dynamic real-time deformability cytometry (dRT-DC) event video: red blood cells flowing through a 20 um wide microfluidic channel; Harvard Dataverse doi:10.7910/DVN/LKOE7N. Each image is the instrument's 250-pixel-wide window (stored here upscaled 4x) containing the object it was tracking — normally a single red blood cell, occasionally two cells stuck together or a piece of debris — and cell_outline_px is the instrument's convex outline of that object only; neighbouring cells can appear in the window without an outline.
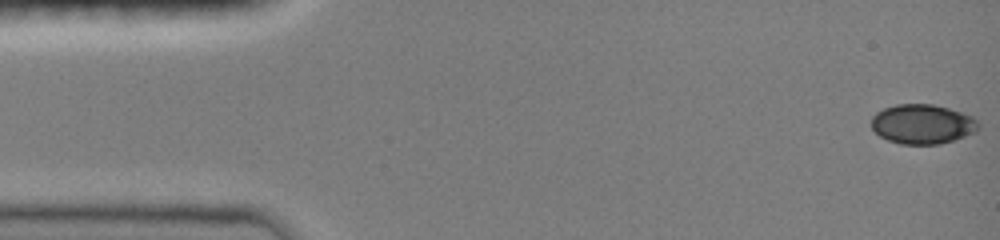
{"species": "common noctule bat (a hibernating species)", "species_latin": "Nyctalus noctula", "temperature_condition": "room temperature", "stored_images_in_passage": 16, "camera_frame_rate_fps": 3000, "um_per_image_px": 0.085, "animal": {"sex": "female", "body_mass_g": 19.0, "forearm_length_mm": 51.5}, "frame": {"image": 1, "passage_image": 1, "time_ms": 0.0, "image_size_px": [1000, 240], "cell_outline_px": [[980, 128], [976, 132], [940, 144], [900, 144], [888, 140], [880, 136], [872, 128], [872, 116], [876, 112], [884, 108], [896, 104], [932, 104], [948, 108], [972, 116], [980, 124]], "centroid_in_image_um": [78.41, 10.55], "position_along_channel_um": 6.6, "area_um2": 24.68}}
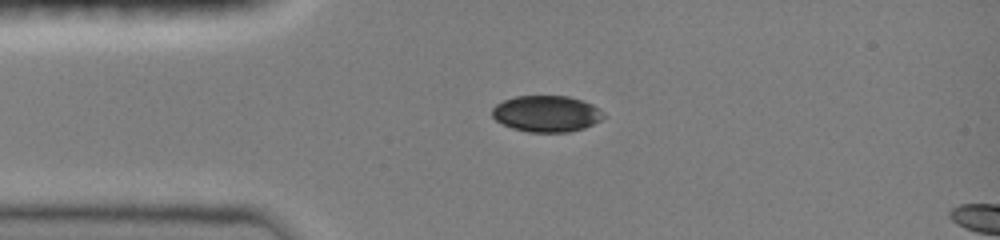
{"frame": {"image": 2, "passage_image": 12, "time_ms": 3.333, "image_size_px": [1000, 240], "cell_outline_px": [[604, 116], [600, 120], [584, 128], [568, 132], [528, 132], [512, 128], [496, 120], [492, 116], [492, 108], [496, 104], [504, 100], [516, 96], [568, 96], [592, 104], [600, 108], [604, 112]], "centroid_in_image_um": [46.45, 9.66], "position_along_channel_um": 38.5, "area_um2": 23.52}}